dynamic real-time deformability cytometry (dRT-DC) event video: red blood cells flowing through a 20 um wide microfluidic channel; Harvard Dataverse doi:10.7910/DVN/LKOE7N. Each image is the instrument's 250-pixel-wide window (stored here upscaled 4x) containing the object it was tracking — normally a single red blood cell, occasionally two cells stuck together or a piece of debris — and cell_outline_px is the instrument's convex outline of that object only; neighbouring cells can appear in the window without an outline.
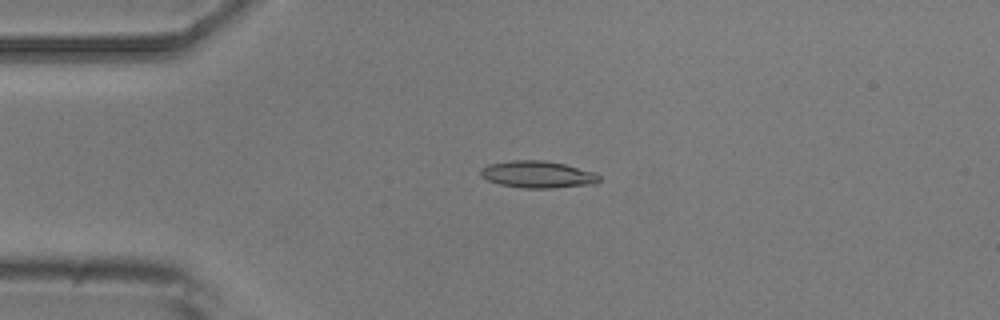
{"species": "common noctule bat (a hibernating species)", "species_latin": "Nyctalus noctula", "temperature_condition": "room temperature", "stored_images_in_passage": 5, "camera_frame_rate_fps": 3000, "um_per_image_px": 0.085, "animal": {"sex": "male", "body_mass_g": 20.5, "forearm_length_mm": 52.5}, "frame": {"image": 1, "passage_image": 5, "time_ms": 5.333, "image_size_px": [1000, 320], "cell_outline_px": [[600, 180], [596, 184], [552, 188], [524, 188], [500, 184], [488, 180], [480, 176], [480, 168], [488, 164], [512, 160], [544, 160], [564, 164], [592, 172], [600, 176]], "centroid_in_image_um": [45.67, 14.83], "position_along_channel_um": 39.3, "area_um2": 18.61}}